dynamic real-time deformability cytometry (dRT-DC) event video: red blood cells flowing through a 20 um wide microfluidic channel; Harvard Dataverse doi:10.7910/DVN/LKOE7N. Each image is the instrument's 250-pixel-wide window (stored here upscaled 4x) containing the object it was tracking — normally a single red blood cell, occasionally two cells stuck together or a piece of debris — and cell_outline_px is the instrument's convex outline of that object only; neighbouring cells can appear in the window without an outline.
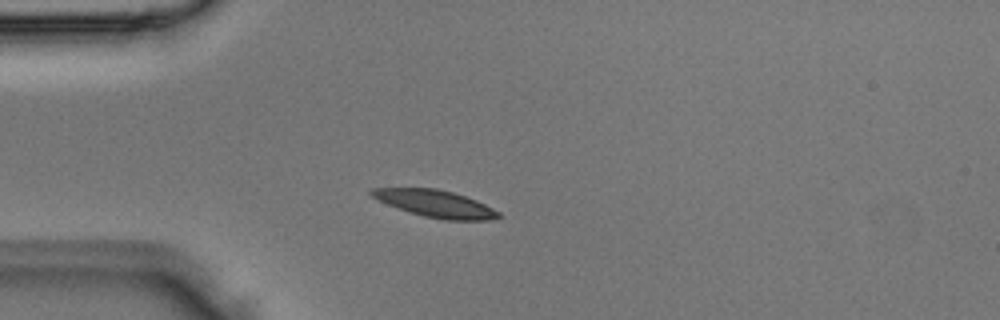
{"species": "Egyptian fruit bat (a non-hibernating species)", "species_latin": "Rousettus aegyptiacus", "temperature_condition": "room temperature", "stored_images_in_passage": 3, "camera_frame_rate_fps": 3000, "um_per_image_px": 0.085, "animal": {"sex": "male"}, "frame": {"image": 1, "passage_image": 3, "time_ms": 0.667, "image_size_px": [1000, 320], "cell_outline_px": [[500, 216], [488, 220], [444, 220], [424, 216], [388, 204], [372, 196], [368, 192], [372, 188], [436, 188], [452, 192], [476, 200], [500, 212]], "centroid_in_image_um": [37.02, 17.3], "position_along_channel_um": 48.0, "area_um2": 19.59}}